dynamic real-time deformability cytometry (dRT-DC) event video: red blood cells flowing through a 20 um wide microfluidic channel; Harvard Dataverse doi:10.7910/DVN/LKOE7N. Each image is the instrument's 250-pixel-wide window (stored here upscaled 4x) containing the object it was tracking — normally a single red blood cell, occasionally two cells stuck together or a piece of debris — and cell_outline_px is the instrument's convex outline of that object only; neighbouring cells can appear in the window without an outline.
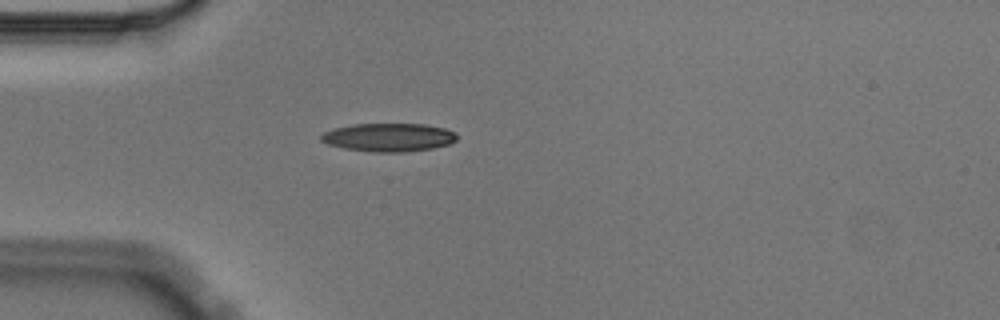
{"species": "Egyptian fruit bat (a non-hibernating species)", "species_latin": "Rousettus aegyptiacus", "temperature_condition": "cold", "stored_images_in_passage": 1, "camera_frame_rate_fps": 3000, "um_per_image_px": 0.085, "animal": {"sex": "male"}, "frame": {"image": 1, "passage_image": 1, "time_ms": 0.0, "image_size_px": [1000, 320], "cell_outline_px": [[456, 140], [448, 144], [432, 148], [404, 152], [372, 152], [344, 148], [328, 144], [320, 140], [320, 136], [324, 132], [336, 128], [352, 124], [424, 124], [444, 128], [456, 132]], "centroid_in_image_um": [33.03, 11.67], "position_along_channel_um": 52.0, "area_um2": 22.31}}